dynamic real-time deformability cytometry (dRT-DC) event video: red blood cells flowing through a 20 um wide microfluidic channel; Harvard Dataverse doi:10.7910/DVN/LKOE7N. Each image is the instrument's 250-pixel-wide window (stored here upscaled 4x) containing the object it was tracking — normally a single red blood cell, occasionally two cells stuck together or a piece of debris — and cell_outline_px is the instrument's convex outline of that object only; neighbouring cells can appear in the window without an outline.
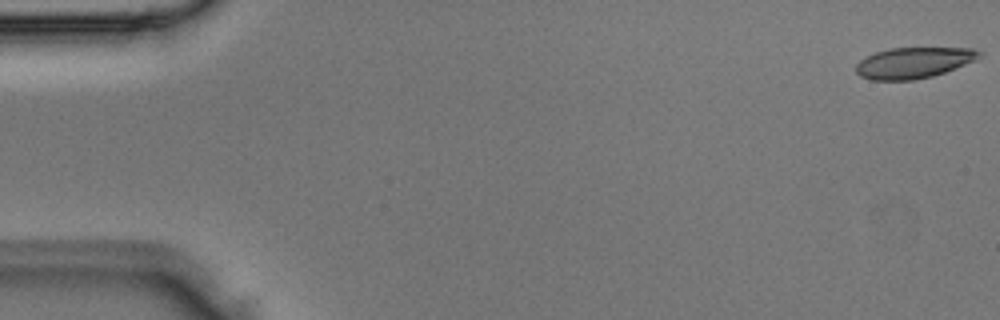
{"species": "Egyptian fruit bat (a non-hibernating species)", "species_latin": "Rousettus aegyptiacus", "temperature_condition": "room temperature", "stored_images_in_passage": 5, "segment_of_instrument_passage": [1, 2], "camera_frame_rate_fps": 3000, "um_per_image_px": 0.085, "animal": {"sex": "male"}, "frame": {"image": 1, "passage_image": 1, "time_ms": 0.0, "image_size_px": [1000, 320], "cell_outline_px": [[980, 56], [956, 68], [932, 76], [912, 80], [868, 80], [860, 76], [856, 72], [856, 64], [860, 60], [876, 52], [888, 48], [976, 48], [980, 52]], "centroid_in_image_um": [77.61, 5.33], "position_along_channel_um": 7.4, "area_um2": 22.02}}
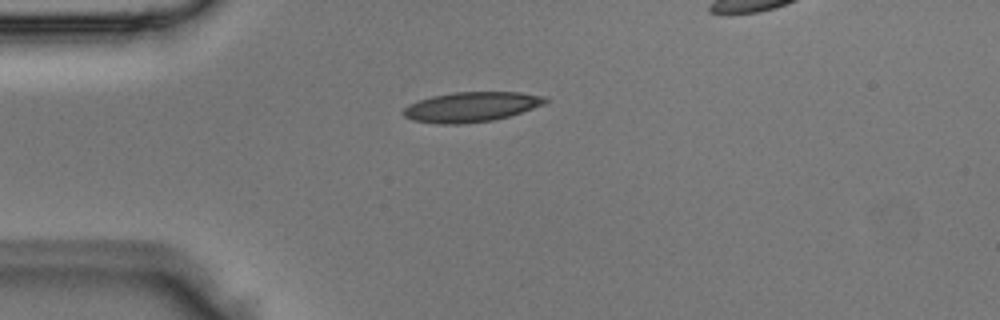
{"frame": {"image": 2, "passage_image": 4, "time_ms": 1.0, "image_size_px": [1000, 320], "cell_outline_px": [[552, 100], [544, 104], [508, 116], [492, 120], [464, 124], [440, 124], [412, 120], [404, 116], [404, 108], [408, 104], [432, 96], [452, 92], [520, 92], [544, 96]], "centroid_in_image_um": [40.06, 9.08], "position_along_channel_um": 44.9, "area_um2": 24.68}}